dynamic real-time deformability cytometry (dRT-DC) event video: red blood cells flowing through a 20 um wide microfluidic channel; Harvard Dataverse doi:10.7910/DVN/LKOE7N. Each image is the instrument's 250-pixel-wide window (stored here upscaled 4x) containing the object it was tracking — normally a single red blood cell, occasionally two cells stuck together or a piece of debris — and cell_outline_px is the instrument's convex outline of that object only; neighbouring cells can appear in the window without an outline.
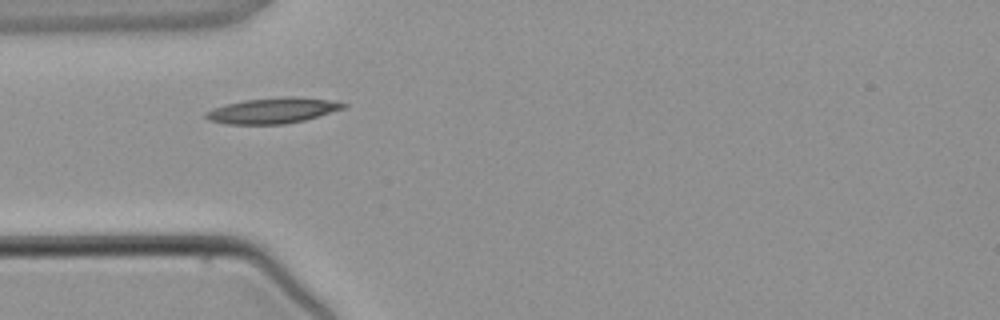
{"species": "common noctule bat (a hibernating species)", "species_latin": "Nyctalus noctula", "temperature_condition": "warm", "stored_images_in_passage": 1, "camera_frame_rate_fps": 3000, "um_per_image_px": 0.085, "animal": {"sex": "male", "body_mass_g": 21.5, "forearm_length_mm": 52.0}, "frame": {"image": 1, "passage_image": 1, "time_ms": 0.0, "image_size_px": [1000, 320], "cell_outline_px": [[348, 104], [344, 108], [304, 120], [284, 124], [228, 124], [208, 120], [204, 116], [204, 112], [212, 108], [244, 100], [280, 96], [292, 96], [328, 100]], "centroid_in_image_um": [23.13, 9.39], "position_along_channel_um": 61.9, "area_um2": 20.4}}